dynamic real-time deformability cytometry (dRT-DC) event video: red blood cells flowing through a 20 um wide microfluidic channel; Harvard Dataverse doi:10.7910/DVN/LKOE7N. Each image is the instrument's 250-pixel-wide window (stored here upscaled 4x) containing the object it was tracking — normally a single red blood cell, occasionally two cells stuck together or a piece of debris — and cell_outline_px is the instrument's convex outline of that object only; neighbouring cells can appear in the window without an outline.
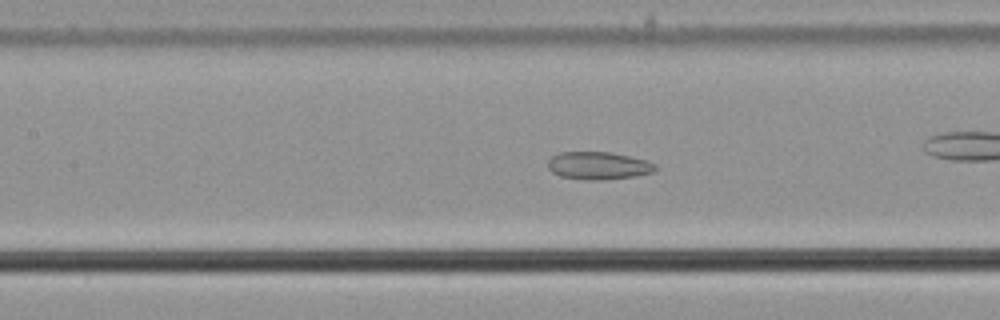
{"species": "common noctule bat (a hibernating species)", "species_latin": "Nyctalus noctula", "temperature_condition": "cold", "stored_images_in_passage": 22, "camera_frame_rate_fps": 3000, "um_per_image_px": 0.085, "animal": {"sex": "male", "body_mass_g": 21.5, "forearm_length_mm": 52.0}, "frame": {"image": 1, "passage_image": 19, "time_ms": 6.0, "image_size_px": [1000, 320], "cell_outline_px": [[660, 168], [652, 172], [636, 176], [604, 180], [588, 180], [560, 176], [552, 172], [548, 168], [548, 160], [552, 156], [560, 152], [612, 152], [648, 160], [656, 164]], "centroid_in_image_um": [50.9, 14.08], "position_along_channel_um": 156.5, "area_um2": 17.57}}